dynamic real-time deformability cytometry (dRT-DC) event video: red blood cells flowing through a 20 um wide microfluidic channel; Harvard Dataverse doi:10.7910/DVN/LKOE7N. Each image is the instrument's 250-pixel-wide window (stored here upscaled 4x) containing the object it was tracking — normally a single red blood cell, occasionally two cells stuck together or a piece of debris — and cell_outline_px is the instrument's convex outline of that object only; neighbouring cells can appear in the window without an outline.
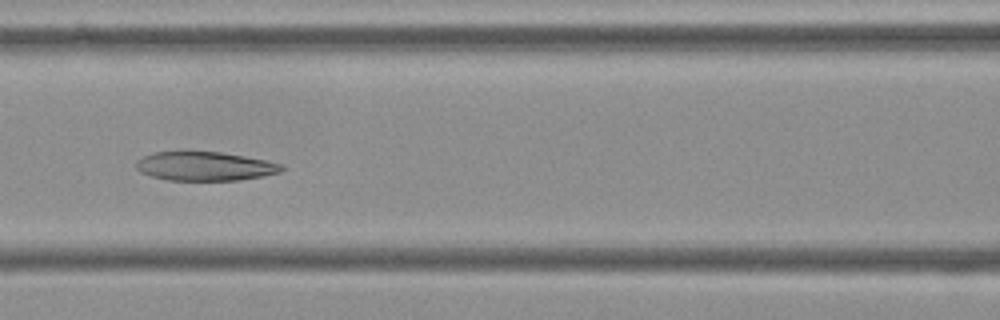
{"species": "Egyptian fruit bat (a non-hibernating species)", "species_latin": "Rousettus aegyptiacus", "temperature_condition": "cold", "stored_images_in_passage": 15, "camera_frame_rate_fps": 3000, "um_per_image_px": 0.085, "frame": {"image": 1, "passage_image": 7, "time_ms": 2.0, "image_size_px": [1000, 320], "cell_outline_px": [[284, 168], [280, 172], [264, 176], [236, 180], [164, 180], [140, 172], [136, 168], [136, 160], [152, 152], [220, 152], [244, 156], [284, 164]], "centroid_in_image_um": [17.4, 14.13], "position_along_channel_um": 149.2, "area_um2": 24.45}}
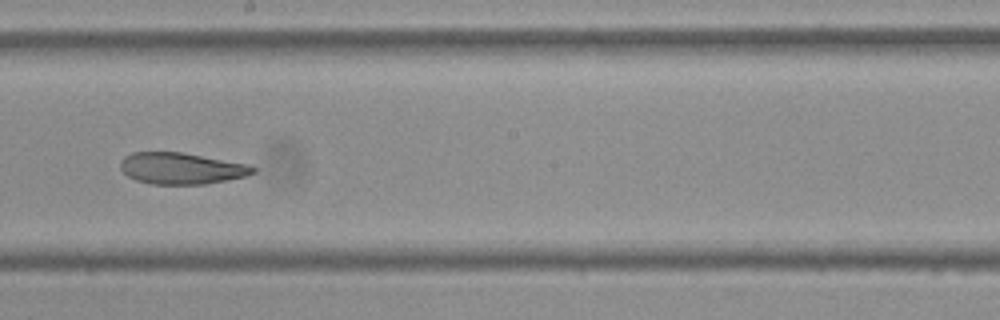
{"frame": {"image": 2, "passage_image": 9, "time_ms": 2.667, "image_size_px": [1000, 320], "cell_outline_px": [[256, 172], [244, 176], [204, 184], [152, 184], [136, 180], [128, 176], [120, 168], [120, 160], [124, 156], [132, 152], [180, 152], [248, 164], [256, 168]], "centroid_in_image_um": [15.37, 14.3], "position_along_channel_um": 232.8, "area_um2": 24.1}}
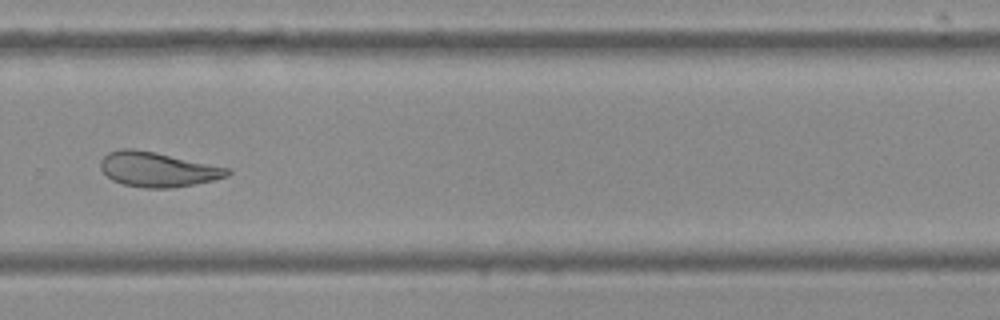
{"frame": {"image": 3, "passage_image": 11, "time_ms": 3.333, "image_size_px": [1000, 320], "cell_outline_px": [[232, 172], [228, 176], [212, 180], [172, 188], [144, 188], [124, 184], [112, 180], [100, 168], [100, 160], [108, 152], [120, 148], [132, 148], [156, 152], [232, 168]], "centroid_in_image_um": [13.41, 14.38], "position_along_channel_um": 316.4, "area_um2": 25.84}}